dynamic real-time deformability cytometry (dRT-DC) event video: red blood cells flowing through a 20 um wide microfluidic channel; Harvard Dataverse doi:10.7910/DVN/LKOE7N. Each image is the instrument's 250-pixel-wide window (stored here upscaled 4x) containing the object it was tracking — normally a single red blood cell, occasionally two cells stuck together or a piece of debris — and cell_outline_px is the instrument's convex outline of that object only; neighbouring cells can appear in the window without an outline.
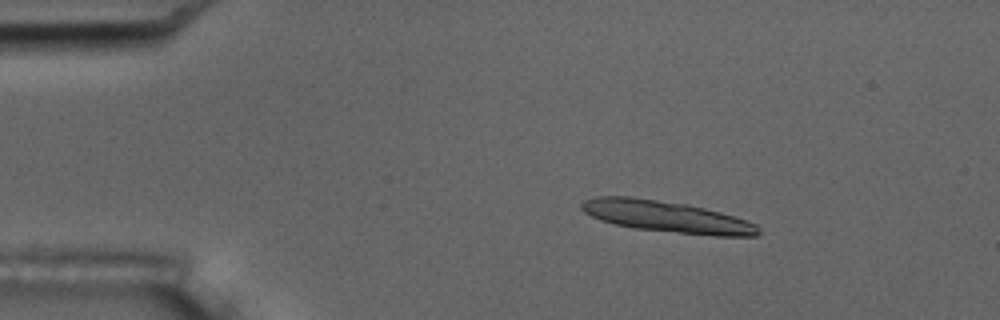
{"species": "common noctule bat (a hibernating species)", "species_latin": "Nyctalus noctula", "temperature_condition": "room temperature", "stored_images_in_passage": 55, "camera_frame_rate_fps": 3000, "um_per_image_px": 0.085, "animal": {"sex": "male", "body_mass_g": 17.5, "forearm_length_mm": 52.3}, "frame": {"image": 1, "passage_image": 9, "time_ms": 2.667, "image_size_px": [1000, 320], "cell_outline_px": [[760, 232], [756, 236], [716, 236], [632, 228], [600, 220], [584, 212], [580, 208], [580, 204], [584, 200], [596, 196], [628, 196], [684, 204], [704, 208], [720, 212], [756, 224], [760, 228]], "centroid_in_image_um": [56.63, 18.42], "position_along_channel_um": 28.4, "area_um2": 32.08}}
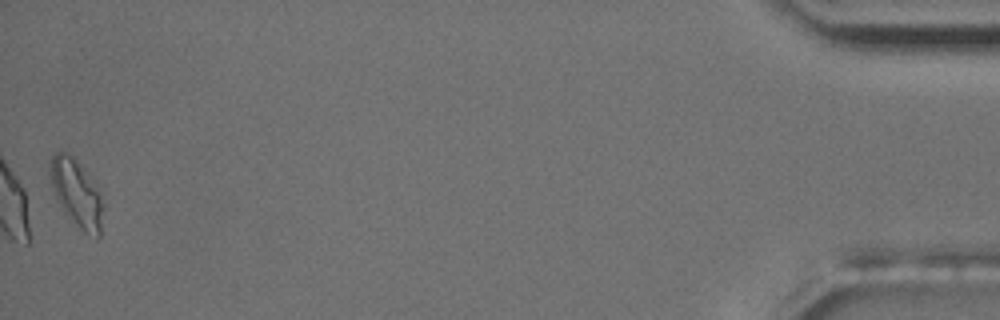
{"frame": {"image": 2, "passage_image": 55, "time_ms": 18.0, "image_size_px": [1000, 320], "cell_outline_px": [[104, 208], [100, 236], [96, 240], [84, 232], [68, 216], [56, 200], [52, 184], [48, 164], [52, 156], [56, 152], [68, 152], [72, 156], [104, 192]], "centroid_in_image_um": [6.57, 16.44], "position_along_channel_um": 428.6, "area_um2": 21.33}, "authors_computed_cell_mechanics": {"area_um2": 16.0684, "velocity_mm_per_s": 3.673, "shape_relaxation_time_tau1_ms": 4.0009, "shape_relaxation_time_tau2_ms": 2.7879, "deformation_change_tau1": 0.1544, "deformation_change_tau2": 0.0904}}